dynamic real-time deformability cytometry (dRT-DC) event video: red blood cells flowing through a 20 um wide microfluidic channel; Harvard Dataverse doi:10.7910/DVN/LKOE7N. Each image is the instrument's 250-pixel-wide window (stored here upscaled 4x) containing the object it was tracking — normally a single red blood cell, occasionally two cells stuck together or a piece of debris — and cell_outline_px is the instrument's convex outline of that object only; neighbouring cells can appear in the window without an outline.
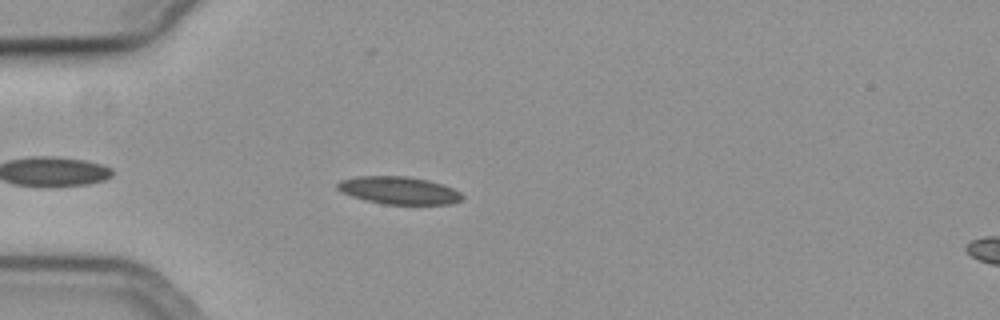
{"species": "common noctule bat (a hibernating species)", "species_latin": "Nyctalus noctula", "temperature_condition": "cold", "stored_images_in_passage": 30, "camera_frame_rate_fps": 3000, "um_per_image_px": 0.085, "animal": {"sex": "female", "body_mass_g": 19.3, "forearm_length_mm": 54.1}, "frame": {"image": 1, "passage_image": 5, "time_ms": 1.333, "image_size_px": [1000, 320], "cell_outline_px": [[464, 196], [460, 200], [448, 204], [384, 204], [364, 200], [340, 192], [336, 188], [336, 184], [340, 180], [356, 176], [408, 176], [428, 180], [452, 188], [460, 192]], "centroid_in_image_um": [33.85, 16.18], "position_along_channel_um": 51.2, "area_um2": 20.06}}
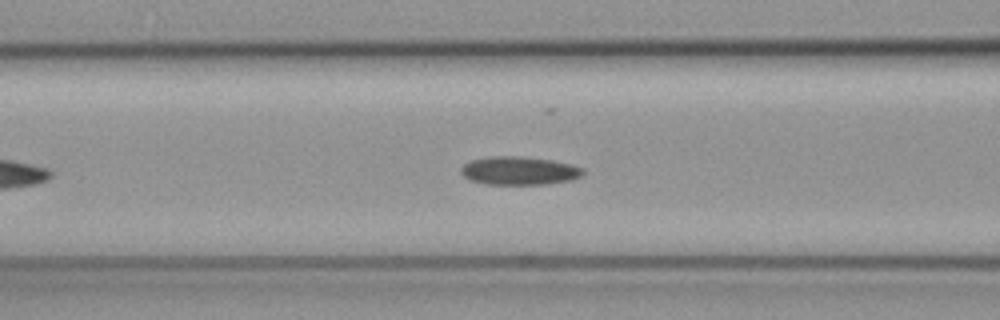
{"frame": {"image": 2, "passage_image": 12, "time_ms": 3.667, "image_size_px": [1000, 320], "cell_outline_px": [[584, 172], [580, 176], [572, 180], [544, 184], [484, 184], [468, 180], [460, 172], [460, 168], [464, 164], [472, 160], [492, 156], [520, 156], [552, 160], [572, 164], [584, 168]], "centroid_in_image_um": [44.12, 14.51], "position_along_channel_um": 122.5, "area_um2": 20.23}}
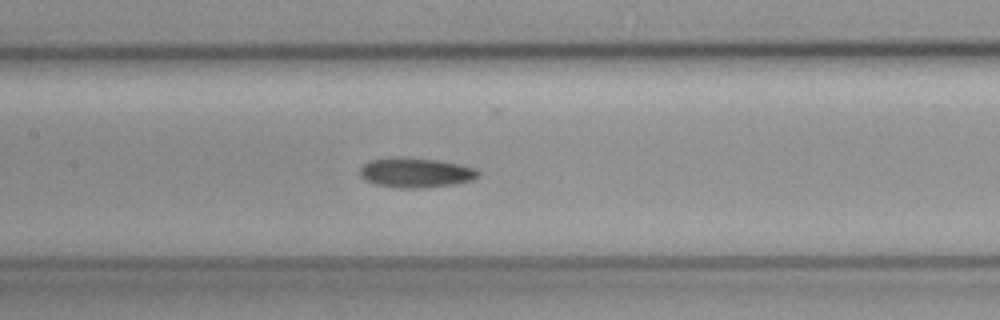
{"frame": {"image": 3, "passage_image": 16, "time_ms": 5.0, "image_size_px": [1000, 320], "cell_outline_px": [[480, 176], [472, 180], [456, 184], [420, 188], [400, 188], [376, 184], [364, 180], [360, 176], [360, 168], [364, 164], [372, 160], [396, 156], [436, 160], [460, 164], [476, 168], [480, 172]], "centroid_in_image_um": [35.36, 14.67], "position_along_channel_um": 172.0, "area_um2": 20.63}}